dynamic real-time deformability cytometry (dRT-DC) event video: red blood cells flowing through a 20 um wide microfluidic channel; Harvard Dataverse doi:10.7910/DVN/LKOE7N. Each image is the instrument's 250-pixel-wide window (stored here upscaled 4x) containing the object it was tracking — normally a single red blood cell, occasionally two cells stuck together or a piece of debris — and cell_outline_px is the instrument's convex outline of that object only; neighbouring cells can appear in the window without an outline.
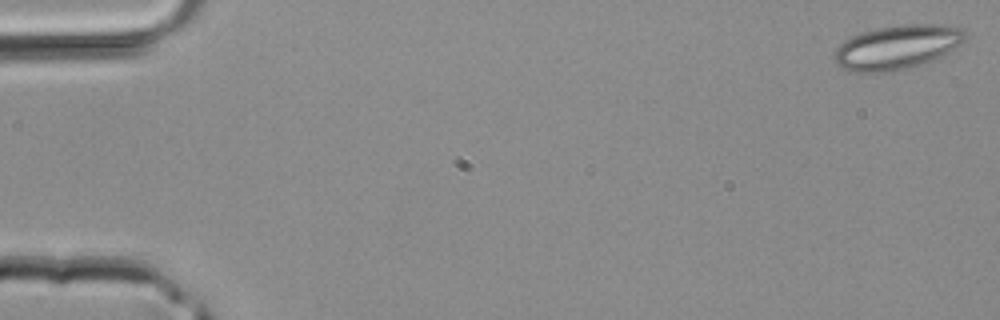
{"species": "common noctule bat (a hibernating species)", "species_latin": "Nyctalus noctula", "temperature_condition": "room temperature", "stored_images_in_passage": 41, "camera_frame_rate_fps": 3000, "um_per_image_px": 0.085, "animal": {"sex": "male", "body_mass_g": 20.4}, "frame": {"image": 1, "passage_image": 1, "time_ms": 0.0, "image_size_px": [1000, 320], "cell_outline_px": [[968, 36], [960, 44], [948, 52], [924, 64], [908, 68], [888, 72], [852, 72], [840, 68], [836, 64], [832, 56], [836, 48], [844, 40], [852, 36], [876, 28], [904, 24], [940, 24], [964, 28]], "centroid_in_image_um": [76.24, 4.01], "position_along_channel_um": 8.8, "area_um2": 33.99}}
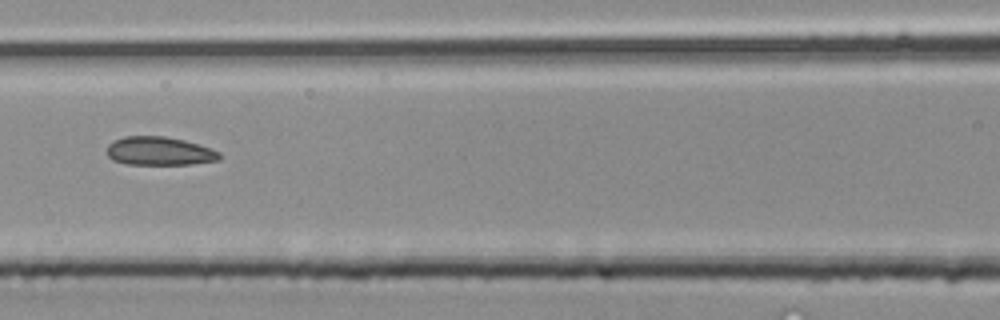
{"frame": {"image": 2, "passage_image": 19, "time_ms": 6.0, "image_size_px": [1000, 320], "cell_outline_px": [[220, 160], [192, 164], [128, 164], [112, 160], [108, 156], [108, 144], [112, 140], [124, 136], [164, 136], [184, 140], [212, 148], [220, 152]], "centroid_in_image_um": [13.55, 12.84], "position_along_channel_um": 153.0, "area_um2": 18.79}}
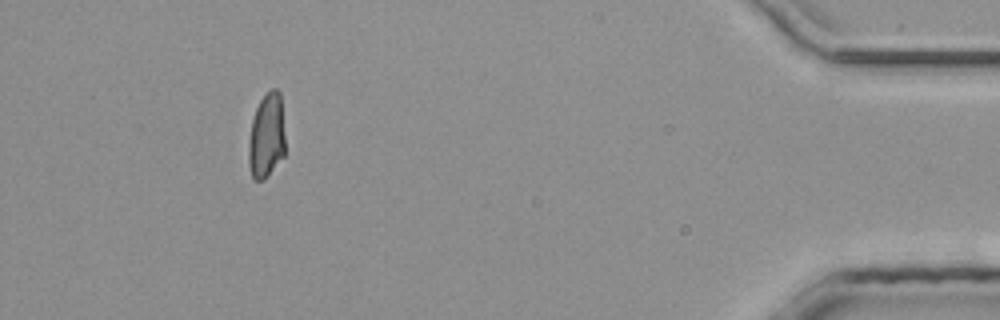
{"frame": {"image": 3, "passage_image": 38, "time_ms": 12.333, "image_size_px": [1000, 320], "cell_outline_px": [[284, 156], [268, 176], [264, 180], [256, 180], [252, 176], [248, 164], [248, 140], [252, 120], [256, 108], [260, 100], [272, 88], [276, 88], [280, 92], [284, 136]], "centroid_in_image_um": [22.64, 11.58], "position_along_channel_um": 412.6, "area_um2": 18.15}}